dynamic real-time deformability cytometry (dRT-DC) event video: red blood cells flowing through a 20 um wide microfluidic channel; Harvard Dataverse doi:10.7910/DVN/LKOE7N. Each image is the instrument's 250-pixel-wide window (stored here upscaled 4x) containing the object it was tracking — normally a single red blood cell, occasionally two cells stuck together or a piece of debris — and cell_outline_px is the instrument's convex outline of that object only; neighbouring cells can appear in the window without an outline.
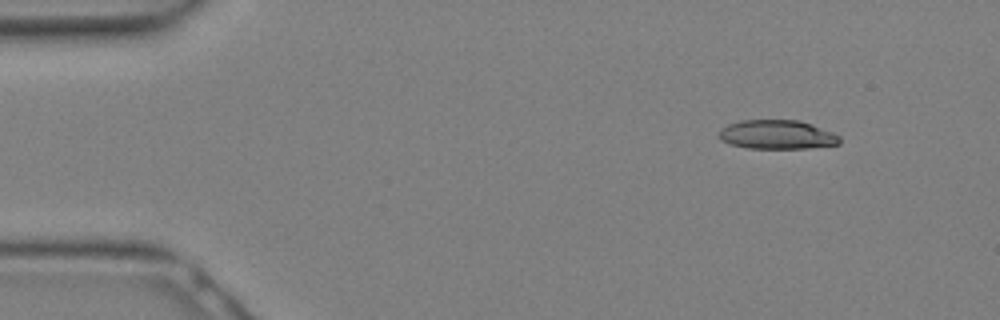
{"species": "Egyptian fruit bat (a non-hibernating species)", "species_latin": "Rousettus aegyptiacus", "temperature_condition": "warm", "stored_images_in_passage": 14, "camera_frame_rate_fps": 3000, "um_per_image_px": 0.085, "animal": {"sex": "female"}, "frame": {"image": 1, "passage_image": 1, "time_ms": 0.0, "image_size_px": [1000, 320], "cell_outline_px": [[840, 144], [808, 148], [748, 148], [732, 144], [720, 140], [716, 136], [720, 128], [728, 124], [740, 120], [800, 120], [812, 124], [832, 132], [840, 136]], "centroid_in_image_um": [66.02, 11.43], "position_along_channel_um": 19.0, "area_um2": 20.58}}
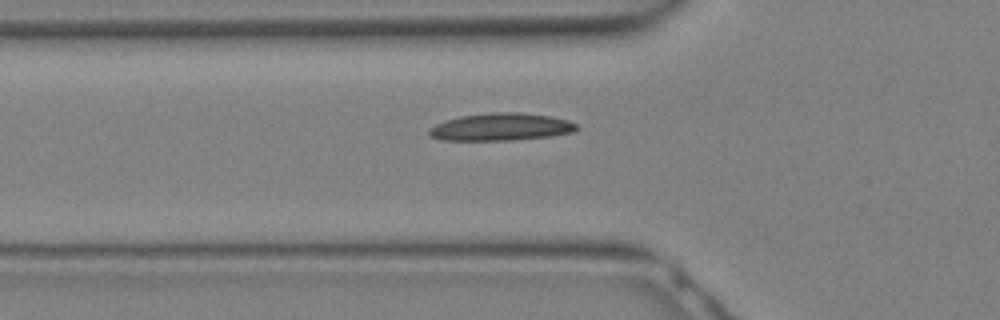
{"frame": {"image": 2, "passage_image": 8, "time_ms": 2.333, "image_size_px": [1000, 320], "cell_outline_px": [[580, 128], [572, 132], [548, 136], [512, 140], [440, 140], [428, 136], [428, 128], [444, 120], [460, 116], [492, 112], [520, 112], [552, 116], [568, 120], [576, 124]], "centroid_in_image_um": [42.54, 10.78], "position_along_channel_um": 83.3, "area_um2": 23.76}}
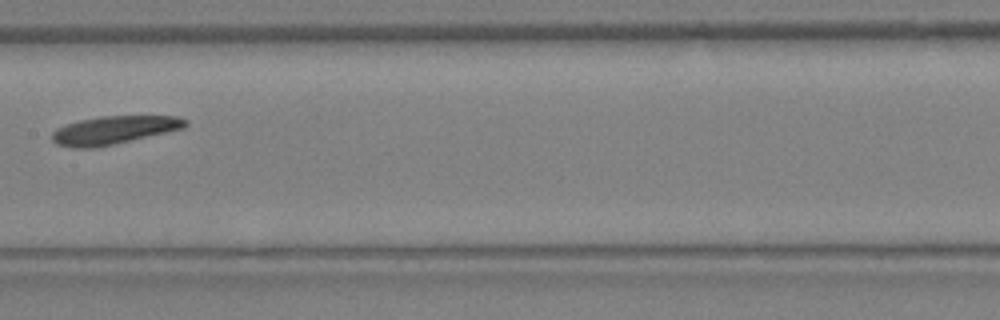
{"frame": {"image": 3, "passage_image": 13, "time_ms": 4.0, "image_size_px": [1000, 320], "cell_outline_px": [[188, 124], [184, 128], [96, 148], [72, 148], [56, 144], [52, 140], [52, 132], [56, 128], [80, 120], [100, 116], [176, 116], [188, 120]], "centroid_in_image_um": [9.66, 11.06], "position_along_channel_um": 197.7, "area_um2": 21.79}}